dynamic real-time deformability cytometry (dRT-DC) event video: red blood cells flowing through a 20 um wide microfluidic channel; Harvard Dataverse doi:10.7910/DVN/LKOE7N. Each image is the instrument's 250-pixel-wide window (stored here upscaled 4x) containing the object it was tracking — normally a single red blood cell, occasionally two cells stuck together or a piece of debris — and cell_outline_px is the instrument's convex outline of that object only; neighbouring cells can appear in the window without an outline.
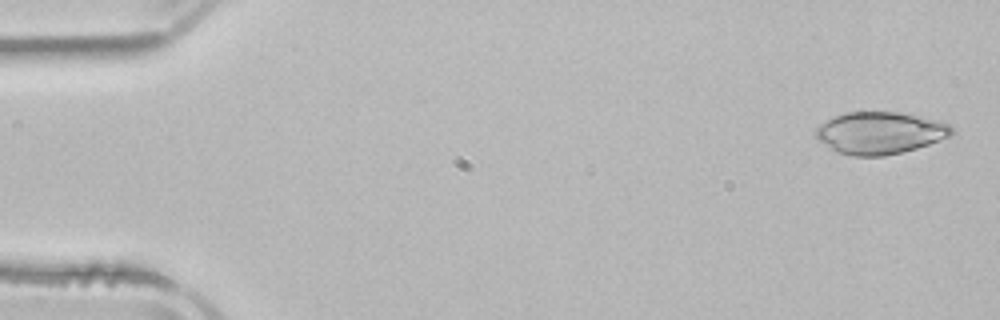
{"species": "common noctule bat (a hibernating species)", "species_latin": "Nyctalus noctula", "temperature_condition": "room temperature", "stored_images_in_passage": 3, "camera_frame_rate_fps": 3000, "um_per_image_px": 0.085, "animal": {"sex": "male", "body_mass_g": 21.5, "forearm_length_mm": 52.0}, "frame": {"image": 1, "passage_image": 1, "time_ms": 0.0, "image_size_px": [1000, 320], "cell_outline_px": [[956, 132], [952, 136], [916, 148], [884, 156], [852, 156], [836, 152], [820, 140], [816, 136], [816, 128], [824, 120], [848, 112], [900, 112], [944, 120]], "centroid_in_image_um": [74.85, 11.28], "position_along_channel_um": 10.1, "area_um2": 33.52}}